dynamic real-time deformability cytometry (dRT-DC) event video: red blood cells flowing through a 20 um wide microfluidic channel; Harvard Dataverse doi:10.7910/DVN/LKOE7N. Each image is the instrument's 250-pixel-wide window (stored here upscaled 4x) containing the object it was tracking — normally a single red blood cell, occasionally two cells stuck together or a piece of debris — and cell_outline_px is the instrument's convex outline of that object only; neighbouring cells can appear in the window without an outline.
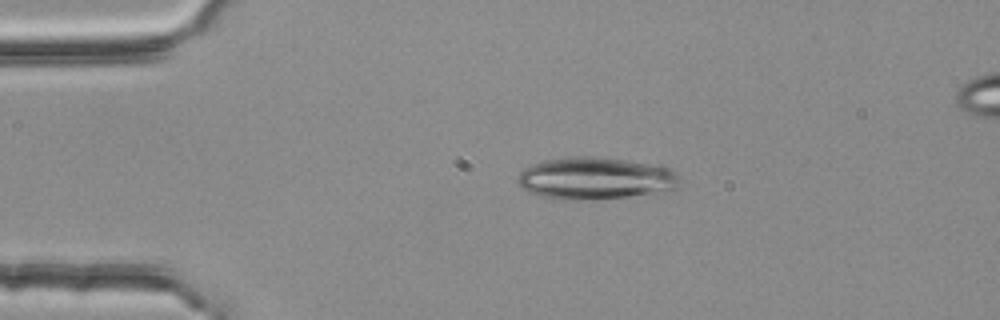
{"species": "common noctule bat (a hibernating species)", "species_latin": "Nyctalus noctula", "temperature_condition": "room temperature", "stored_images_in_passage": 3, "camera_frame_rate_fps": 3000, "um_per_image_px": 0.085, "animal": {"sex": "female", "body_mass_g": 25.1}, "frame": {"image": 1, "passage_image": 2, "time_ms": 0.333, "image_size_px": [1000, 320], "cell_outline_px": [[680, 184], [672, 192], [656, 196], [596, 200], [556, 200], [540, 196], [528, 192], [516, 180], [516, 176], [524, 168], [532, 164], [544, 160], [568, 156], [592, 156], [664, 164], [672, 168], [680, 176]], "centroid_in_image_um": [50.76, 15.19], "position_along_channel_um": 34.2, "area_um2": 41.96}}